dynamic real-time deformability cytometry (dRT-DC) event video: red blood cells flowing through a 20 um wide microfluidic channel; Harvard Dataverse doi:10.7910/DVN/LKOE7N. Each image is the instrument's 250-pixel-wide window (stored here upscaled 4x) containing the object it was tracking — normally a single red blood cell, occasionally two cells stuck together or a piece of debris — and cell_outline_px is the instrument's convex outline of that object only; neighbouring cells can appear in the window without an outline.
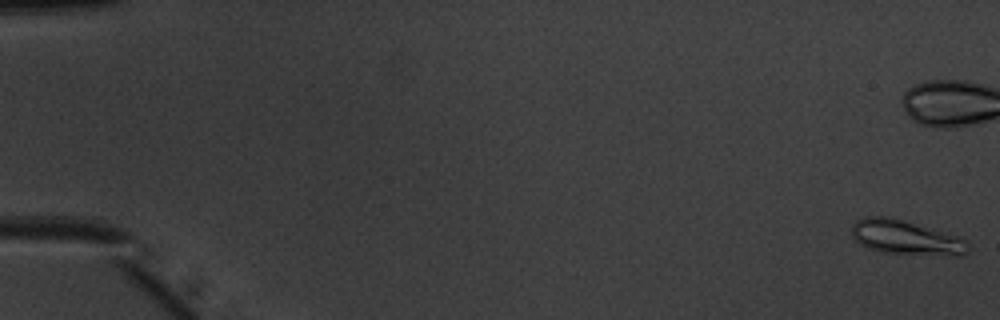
{"species": "common noctule bat (a hibernating species)", "species_latin": "Nyctalus noctula", "temperature_condition": "warm", "stored_images_in_passage": 53, "camera_frame_rate_fps": 3000, "um_per_image_px": 0.085, "animal": {"sex": "male", "body_mass_g": 20.1, "forearm_length_mm": 53.5}, "frame": {"image": 1, "passage_image": 1, "time_ms": 0.0, "image_size_px": [1000, 320], "cell_outline_px": [[968, 252], [960, 256], [952, 256], [880, 252], [868, 248], [860, 244], [852, 236], [852, 224], [856, 220], [864, 216], [888, 216], [960, 236], [968, 240]], "centroid_in_image_um": [77.02, 20.19], "position_along_channel_um": 8.0, "area_um2": 23.58}}
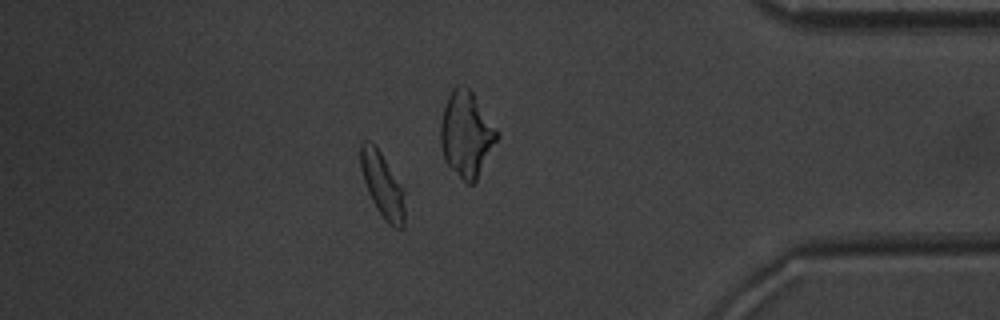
{"frame": {"image": 2, "passage_image": 46, "time_ms": 15.0, "image_size_px": [1000, 320], "cell_outline_px": [[404, 228], [396, 228], [388, 224], [384, 220], [376, 208], [368, 192], [360, 168], [360, 144], [364, 140], [368, 140], [380, 152], [404, 188]], "centroid_in_image_um": [32.51, 15.75], "position_along_channel_um": 402.7, "area_um2": 16.7}, "authors_computed_cell_mechanics": {"area_um2": 16.9354, "velocity_mm_per_s": 3.9851, "shape_relaxation_time_tau1_ms": 3.3726, "shape_relaxation_time_tau2_ms": 1.0251, "deformation_change_tau1": 0.1395, "deformation_change_tau2": 0.0477}}